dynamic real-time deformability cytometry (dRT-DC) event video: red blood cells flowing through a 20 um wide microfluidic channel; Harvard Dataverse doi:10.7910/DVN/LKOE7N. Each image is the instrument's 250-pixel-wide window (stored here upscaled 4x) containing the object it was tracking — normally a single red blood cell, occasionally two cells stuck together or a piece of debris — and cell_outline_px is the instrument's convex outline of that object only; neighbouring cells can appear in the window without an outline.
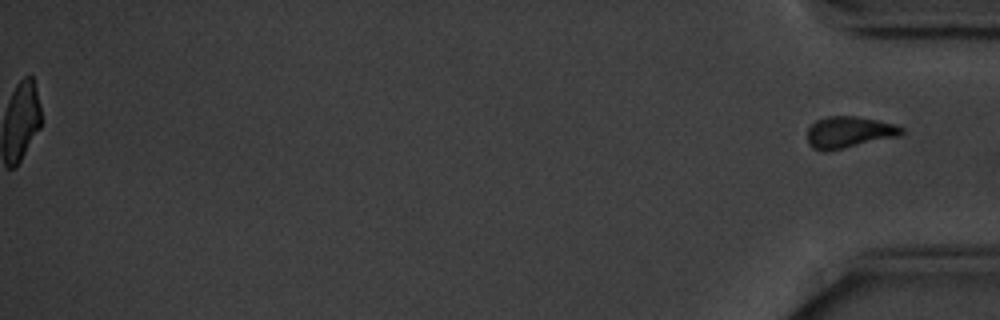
{"species": "common noctule bat (a hibernating species)", "species_latin": "Nyctalus noctula", "temperature_condition": "cold", "stored_images_in_passage": 57, "segment_of_instrument_passage": [2, 2], "camera_frame_rate_fps": 3000, "um_per_image_px": 0.085, "animal": {"sex": "male", "body_mass_g": 20.1, "forearm_length_mm": 53.5}, "frame": {"image": 1, "passage_image": 57, "time_ms": 18.667, "image_size_px": [1000, 320], "cell_outline_px": [[904, 132], [900, 136], [828, 152], [824, 152], [812, 148], [808, 144], [808, 128], [816, 120], [828, 116], [856, 116], [896, 124], [904, 128]], "centroid_in_image_um": [72.17, 11.25], "position_along_channel_um": 363.0, "area_um2": 17.57}}